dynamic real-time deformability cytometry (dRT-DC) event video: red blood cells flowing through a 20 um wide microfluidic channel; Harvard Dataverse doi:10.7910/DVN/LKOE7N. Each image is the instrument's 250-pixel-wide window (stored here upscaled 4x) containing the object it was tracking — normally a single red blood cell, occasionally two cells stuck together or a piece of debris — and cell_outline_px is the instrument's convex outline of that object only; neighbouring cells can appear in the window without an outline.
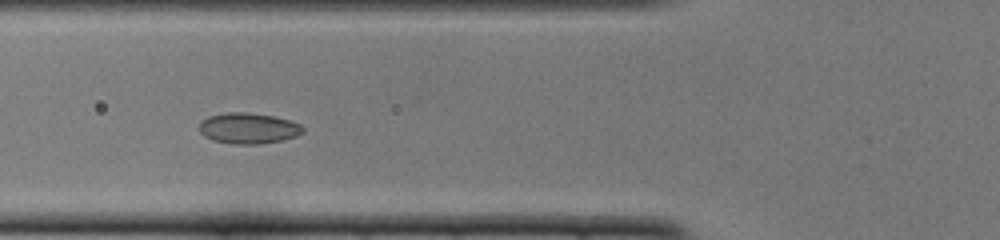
{"species": "common noctule bat (a hibernating species)", "species_latin": "Nyctalus noctula", "temperature_condition": "cold", "stored_images_in_passage": 38, "camera_frame_rate_fps": 3000, "um_per_image_px": 0.085, "animal": {"sex": "female", "body_mass_g": 22.0, "forearm_length_mm": 56.7}, "frame": {"image": 1, "passage_image": 6, "time_ms": 1.667, "image_size_px": [1000, 240], "cell_outline_px": [[304, 132], [296, 136], [284, 140], [260, 144], [232, 144], [212, 140], [204, 136], [196, 128], [200, 120], [208, 116], [228, 112], [248, 112], [272, 116], [288, 120], [300, 124], [304, 128]], "centroid_in_image_um": [21.06, 10.91], "position_along_channel_um": 104.7, "area_um2": 18.9}}
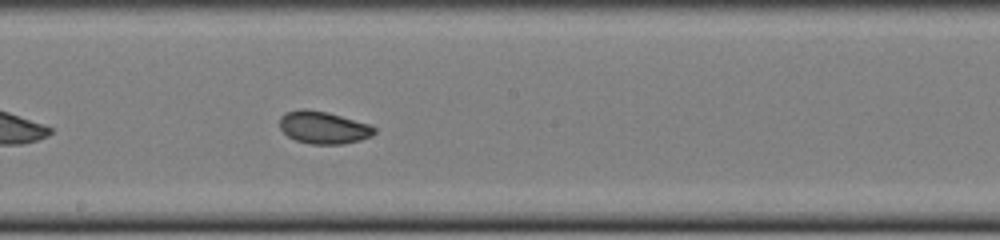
{"frame": {"image": 2, "passage_image": 15, "time_ms": 4.667, "image_size_px": [1000, 240], "cell_outline_px": [[376, 132], [372, 136], [360, 140], [344, 144], [312, 144], [296, 140], [288, 136], [280, 128], [280, 116], [284, 112], [300, 108], [308, 108], [328, 112], [372, 124], [376, 128]], "centroid_in_image_um": [27.51, 10.82], "position_along_channel_um": 220.7, "area_um2": 18.26}}
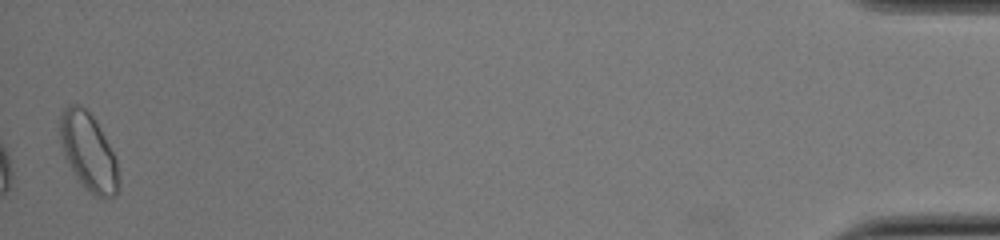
{"frame": {"image": 3, "passage_image": 38, "time_ms": 12.333, "image_size_px": [1000, 240], "cell_outline_px": [[120, 188], [116, 196], [104, 200], [88, 192], [84, 188], [76, 176], [64, 152], [60, 140], [60, 116], [64, 108], [68, 104], [80, 104], [96, 120], [116, 160], [120, 180]], "centroid_in_image_um": [7.55, 12.95], "position_along_channel_um": 427.6, "area_um2": 26.41}, "authors_computed_cell_mechanics": {"area_um2": 18.496, "velocity_mm_per_s": 3.8765, "shape_relaxation_time_tau1_ms": 9.5799, "shape_relaxation_time_tau2_ms": 1.185, "deformation_change_tau1": 0.1173, "deformation_change_tau2": 0.0483}}